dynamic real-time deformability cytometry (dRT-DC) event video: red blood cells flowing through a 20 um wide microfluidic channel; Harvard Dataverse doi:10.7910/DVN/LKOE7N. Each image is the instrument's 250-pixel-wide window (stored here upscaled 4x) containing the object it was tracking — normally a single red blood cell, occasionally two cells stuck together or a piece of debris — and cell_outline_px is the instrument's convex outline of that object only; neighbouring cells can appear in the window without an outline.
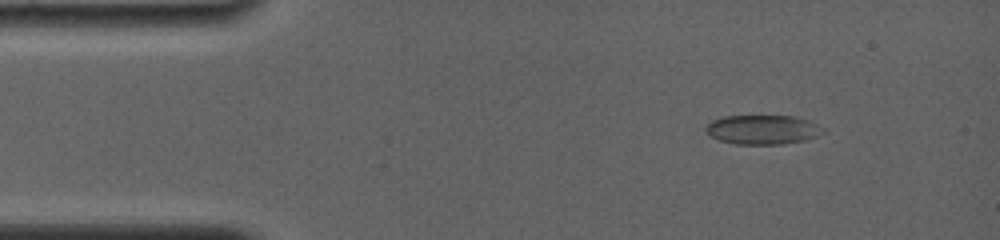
{"species": "common noctule bat (a hibernating species)", "species_latin": "Nyctalus noctula", "temperature_condition": "room temperature", "stored_images_in_passage": 23, "camera_frame_rate_fps": 4000, "um_per_image_px": 0.085, "animal": {"sex": "female", "body_mass_g": 19.0, "forearm_length_mm": 56.7}, "frame": {"image": 1, "passage_image": 1, "time_ms": 0.0, "image_size_px": [1000, 240], "cell_outline_px": [[828, 132], [804, 140], [780, 144], [736, 144], [720, 140], [704, 132], [704, 128], [712, 120], [720, 116], [796, 116], [808, 120], [824, 128]], "centroid_in_image_um": [64.83, 11.01], "position_along_channel_um": 20.2, "area_um2": 20.11}}
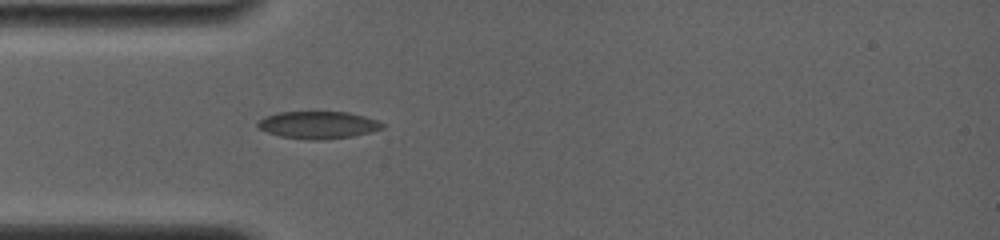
{"frame": {"image": 2, "passage_image": 10, "time_ms": 2.75, "image_size_px": [1000, 240], "cell_outline_px": [[384, 128], [372, 132], [352, 136], [316, 140], [312, 140], [280, 136], [268, 132], [260, 128], [256, 124], [256, 120], [264, 116], [280, 112], [348, 112], [364, 116], [376, 120], [384, 124]], "centroid_in_image_um": [27.03, 10.61], "position_along_channel_um": 58.0, "area_um2": 19.77}}
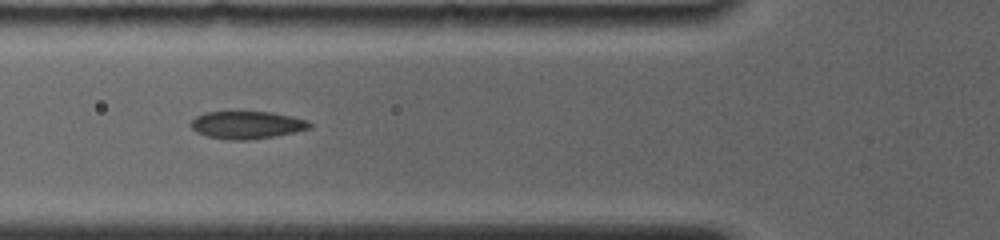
{"frame": {"image": 3, "passage_image": 22, "time_ms": 4.0, "image_size_px": [1000, 240], "cell_outline_px": [[312, 128], [296, 132], [248, 140], [228, 140], [208, 136], [196, 132], [188, 124], [196, 116], [204, 112], [272, 112], [292, 116], [308, 120], [312, 124]], "centroid_in_image_um": [20.99, 10.62], "position_along_channel_um": 104.8, "area_um2": 19.19}}